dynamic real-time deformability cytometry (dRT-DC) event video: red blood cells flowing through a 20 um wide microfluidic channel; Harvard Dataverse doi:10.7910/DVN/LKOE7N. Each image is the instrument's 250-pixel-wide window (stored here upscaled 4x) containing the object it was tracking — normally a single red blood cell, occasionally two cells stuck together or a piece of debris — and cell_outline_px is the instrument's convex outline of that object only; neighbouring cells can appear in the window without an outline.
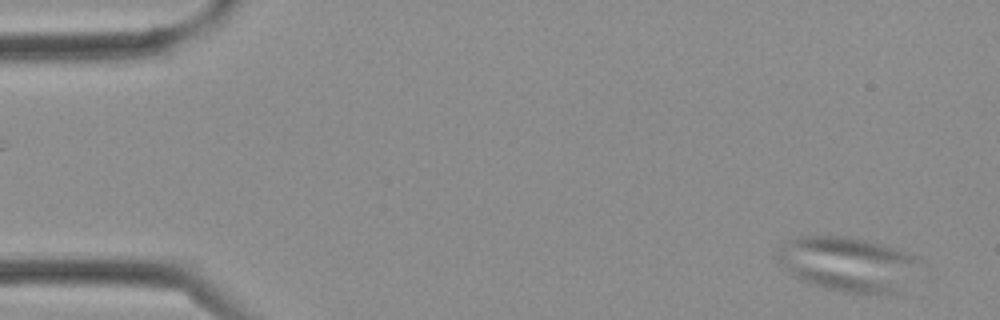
{"species": "Egyptian fruit bat (a non-hibernating species)", "species_latin": "Rousettus aegyptiacus", "temperature_condition": "cold", "stored_images_in_passage": 3, "camera_frame_rate_fps": 3000, "um_per_image_px": 0.085, "frame": {"image": 1, "passage_image": 1, "time_ms": 0.0, "image_size_px": [1000, 320], "cell_outline_px": [[920, 260], [900, 292], [888, 296], [844, 292], [828, 288], [804, 280], [788, 272], [784, 268], [776, 256], [776, 248], [788, 240], [796, 236], [848, 236], [880, 244], [916, 256]], "centroid_in_image_um": [72.03, 22.45], "position_along_channel_um": 13.0, "area_um2": 44.91}}